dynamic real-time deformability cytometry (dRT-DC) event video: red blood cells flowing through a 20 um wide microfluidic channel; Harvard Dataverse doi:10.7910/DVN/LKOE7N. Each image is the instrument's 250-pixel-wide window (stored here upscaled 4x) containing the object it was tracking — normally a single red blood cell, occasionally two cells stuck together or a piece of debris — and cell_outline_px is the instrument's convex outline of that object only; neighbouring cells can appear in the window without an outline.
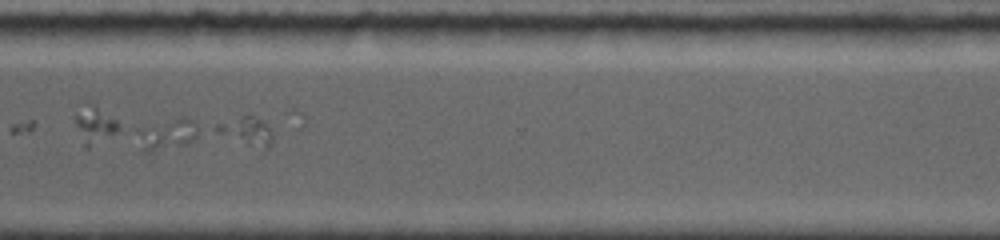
{"species": "common noctule bat (a hibernating species)", "species_latin": "Nyctalus noctula", "temperature_condition": "room temperature", "stored_images_in_passage": 20, "segment_of_instrument_passage": [2, 2], "camera_frame_rate_fps": 5000, "um_per_image_px": 0.085, "animal": {"sex": "female", "body_mass_g": 19.0, "forearm_length_mm": 56.7}, "frame": {"image": 1, "passage_image": 16, "time_ms": 15.2, "image_size_px": [1000, 240], "cell_outline_px": [[272, 140], [268, 148], [144, 152], [136, 132], [136, 128], [184, 116], [252, 116], [260, 120], [272, 132]], "centroid_in_image_um": [17.42, 11.4], "position_along_channel_um": 353.2, "area_um2": 29.71}}